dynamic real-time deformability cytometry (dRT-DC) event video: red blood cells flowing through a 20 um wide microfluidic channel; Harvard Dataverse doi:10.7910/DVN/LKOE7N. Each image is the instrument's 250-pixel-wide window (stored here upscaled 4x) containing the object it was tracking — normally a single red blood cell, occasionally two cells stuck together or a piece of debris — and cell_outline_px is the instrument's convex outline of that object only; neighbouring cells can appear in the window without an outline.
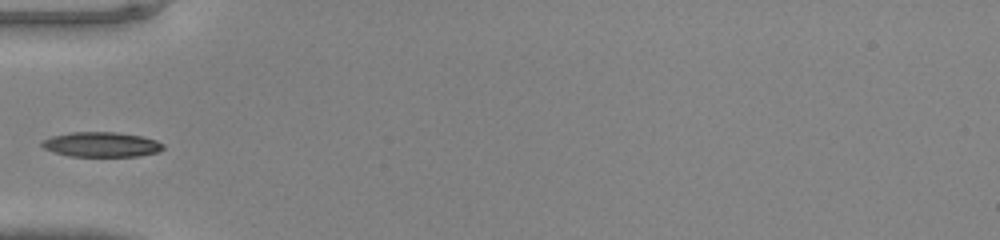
{"species": "common noctule bat (a hibernating species)", "species_latin": "Nyctalus noctula", "temperature_condition": "warm", "stored_images_in_passage": 32, "camera_frame_rate_fps": 3000, "um_per_image_px": 0.085, "animal": {"sex": "male", "body_mass_g": 20.0, "forearm_length_mm": 53.3}, "frame": {"image": 1, "passage_image": 1, "time_ms": 0.0, "image_size_px": [1000, 240], "cell_outline_px": [[164, 148], [160, 152], [140, 156], [68, 156], [52, 152], [44, 148], [40, 144], [40, 140], [52, 136], [68, 132], [116, 132], [140, 136], [156, 140], [164, 144]], "centroid_in_image_um": [8.6, 12.28], "position_along_channel_um": 76.4, "area_um2": 17.8}}
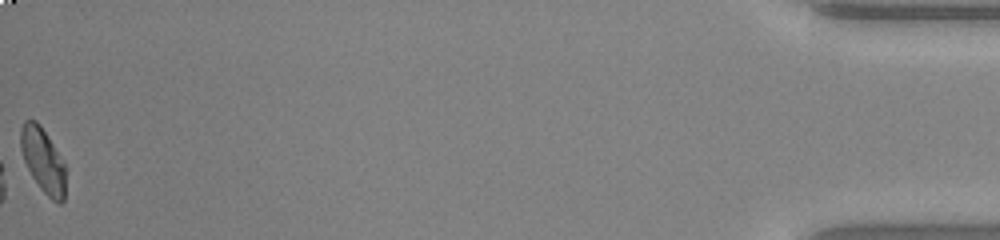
{"frame": {"image": 2, "passage_image": 32, "time_ms": 10.333, "image_size_px": [1000, 240], "cell_outline_px": [[64, 200], [60, 204], [52, 200], [40, 188], [32, 176], [24, 160], [20, 148], [20, 128], [24, 120], [36, 120], [40, 124], [64, 164]], "centroid_in_image_um": [3.62, 13.61], "position_along_channel_um": 431.6, "area_um2": 16.53}}